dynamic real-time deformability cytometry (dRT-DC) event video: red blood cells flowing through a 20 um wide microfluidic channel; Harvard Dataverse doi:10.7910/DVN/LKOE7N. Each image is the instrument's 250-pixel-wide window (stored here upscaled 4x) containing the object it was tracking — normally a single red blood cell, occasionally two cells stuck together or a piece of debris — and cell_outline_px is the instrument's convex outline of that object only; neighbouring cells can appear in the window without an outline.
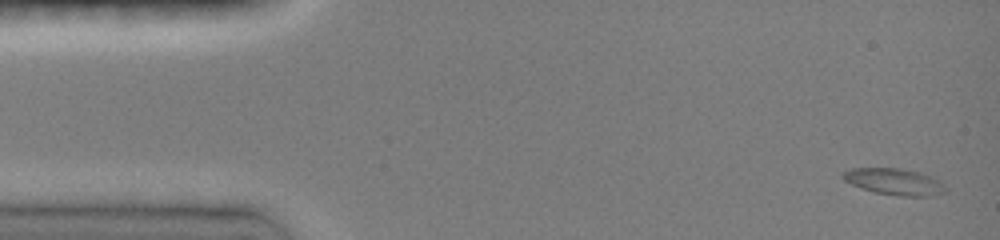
{"species": "common noctule bat (a hibernating species)", "species_latin": "Nyctalus noctula", "temperature_condition": "room temperature", "stored_images_in_passage": 9, "camera_frame_rate_fps": 3000, "um_per_image_px": 0.085, "animal": {"sex": "female", "body_mass_g": 19.0, "forearm_length_mm": 51.5}, "frame": {"image": 1, "passage_image": 1, "time_ms": 0.0, "image_size_px": [1000, 240], "cell_outline_px": [[948, 188], [944, 192], [928, 196], [900, 196], [876, 192], [860, 188], [844, 180], [840, 176], [844, 172], [852, 168], [900, 168], [920, 172], [932, 176], [940, 180]], "centroid_in_image_um": [76.05, 15.43], "position_along_channel_um": 9.0, "area_um2": 15.9}}
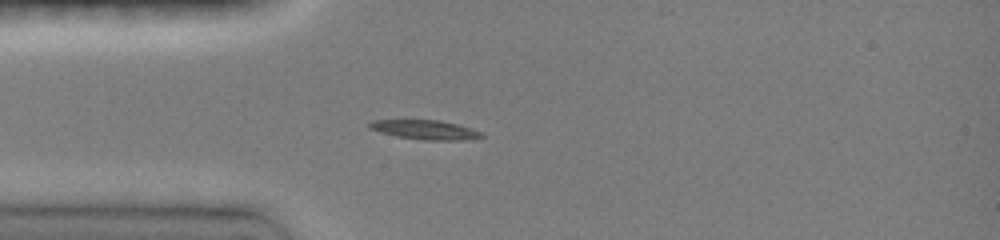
{"frame": {"image": 2, "passage_image": 8, "time_ms": 3.667, "image_size_px": [1000, 240], "cell_outline_px": [[484, 136], [460, 140], [424, 140], [396, 136], [380, 132], [368, 128], [368, 124], [372, 120], [404, 116], [440, 120], [472, 128], [484, 132]], "centroid_in_image_um": [36.01, 10.96], "position_along_channel_um": 49.0, "area_um2": 13.58}}